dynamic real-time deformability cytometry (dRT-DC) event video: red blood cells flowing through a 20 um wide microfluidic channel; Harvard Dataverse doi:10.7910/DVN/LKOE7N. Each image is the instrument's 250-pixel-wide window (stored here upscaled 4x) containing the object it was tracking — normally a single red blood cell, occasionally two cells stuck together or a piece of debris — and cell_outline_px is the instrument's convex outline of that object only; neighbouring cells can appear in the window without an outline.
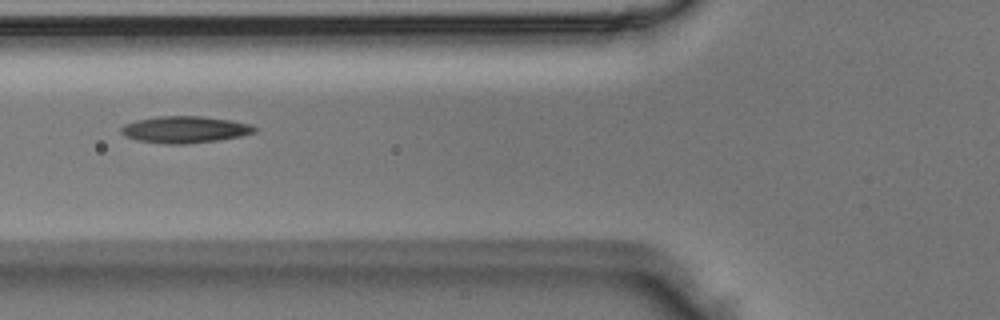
{"species": "Egyptian fruit bat (a non-hibernating species)", "species_latin": "Rousettus aegyptiacus", "temperature_condition": "room temperature", "stored_images_in_passage": 3, "camera_frame_rate_fps": 3000, "um_per_image_px": 0.085, "animal": {"sex": "male"}, "frame": {"image": 1, "passage_image": 3, "time_ms": 0.667, "image_size_px": [1000, 320], "cell_outline_px": [[260, 128], [256, 132], [240, 136], [220, 140], [184, 144], [168, 144], [136, 140], [124, 136], [120, 132], [120, 128], [124, 124], [136, 120], [156, 116], [200, 116], [232, 120], [252, 124]], "centroid_in_image_um": [15.74, 11.01], "position_along_channel_um": 110.1, "area_um2": 21.1}}